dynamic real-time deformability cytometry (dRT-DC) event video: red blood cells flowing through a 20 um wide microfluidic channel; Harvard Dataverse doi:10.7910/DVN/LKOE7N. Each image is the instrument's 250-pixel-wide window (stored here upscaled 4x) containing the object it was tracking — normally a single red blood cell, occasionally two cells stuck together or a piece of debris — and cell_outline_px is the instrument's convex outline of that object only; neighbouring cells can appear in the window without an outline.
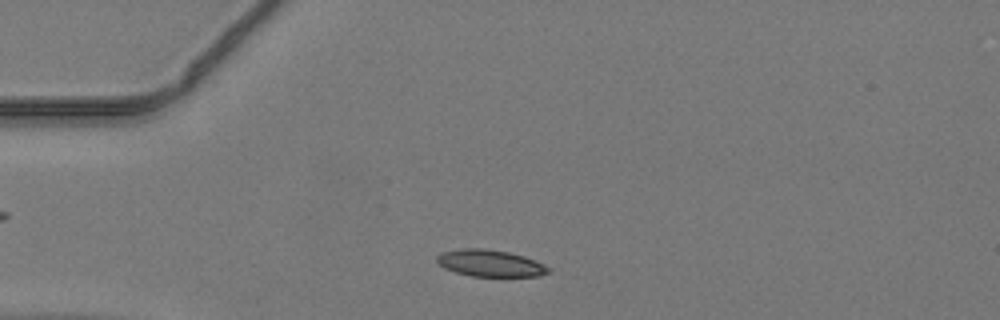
{"species": "common noctule bat (a hibernating species)", "species_latin": "Nyctalus noctula", "temperature_condition": "warm", "stored_images_in_passage": 40, "camera_frame_rate_fps": 3000, "um_per_image_px": 0.085, "animal": {"sex": "male", "body_mass_g": 19.2, "forearm_length_mm": 51.8}, "frame": {"image": 1, "passage_image": 5, "time_ms": 1.333, "image_size_px": [1000, 320], "cell_outline_px": [[552, 272], [540, 276], [472, 276], [456, 272], [444, 268], [436, 260], [436, 256], [440, 252], [464, 248], [480, 248], [508, 252], [524, 256], [544, 264], [552, 268]], "centroid_in_image_um": [41.7, 22.37], "position_along_channel_um": 43.3, "area_um2": 17.46}}
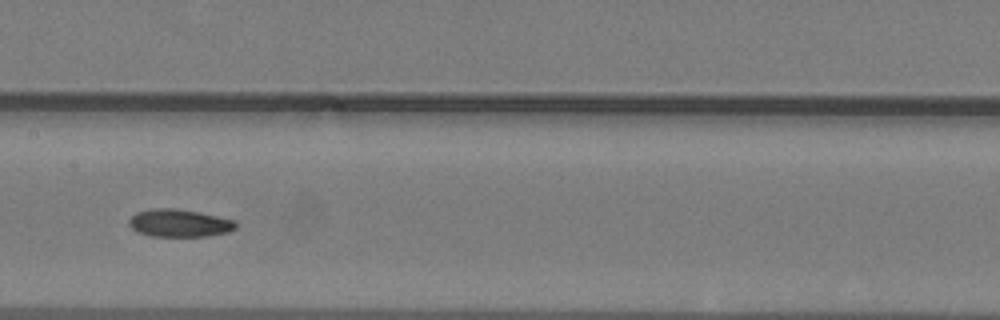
{"frame": {"image": 2, "passage_image": 17, "time_ms": 5.333, "image_size_px": [1000, 320], "cell_outline_px": [[236, 228], [228, 232], [204, 236], [152, 236], [136, 232], [128, 224], [128, 220], [136, 212], [152, 208], [176, 208], [200, 212], [236, 220]], "centroid_in_image_um": [15.23, 18.95], "position_along_channel_um": 192.2, "area_um2": 17.34}}
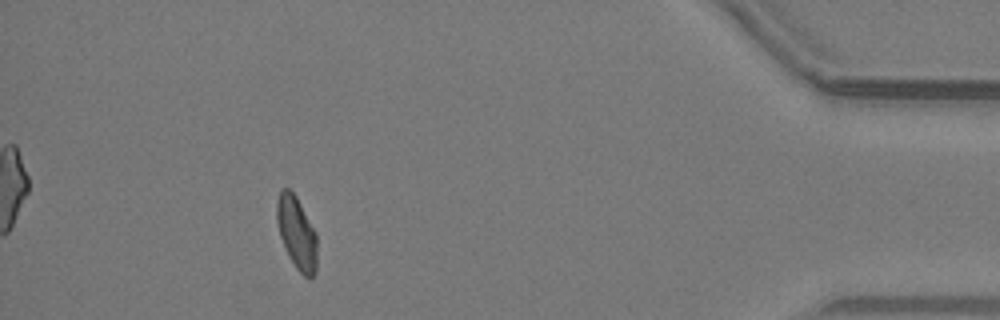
{"frame": {"image": 3, "passage_image": 36, "time_ms": 11.667, "image_size_px": [1000, 320], "cell_outline_px": [[316, 272], [308, 280], [296, 268], [288, 256], [280, 236], [276, 220], [276, 200], [280, 188], [288, 188], [296, 196], [316, 232]], "centroid_in_image_um": [25.2, 19.78], "position_along_channel_um": 410.0, "area_um2": 17.17}}